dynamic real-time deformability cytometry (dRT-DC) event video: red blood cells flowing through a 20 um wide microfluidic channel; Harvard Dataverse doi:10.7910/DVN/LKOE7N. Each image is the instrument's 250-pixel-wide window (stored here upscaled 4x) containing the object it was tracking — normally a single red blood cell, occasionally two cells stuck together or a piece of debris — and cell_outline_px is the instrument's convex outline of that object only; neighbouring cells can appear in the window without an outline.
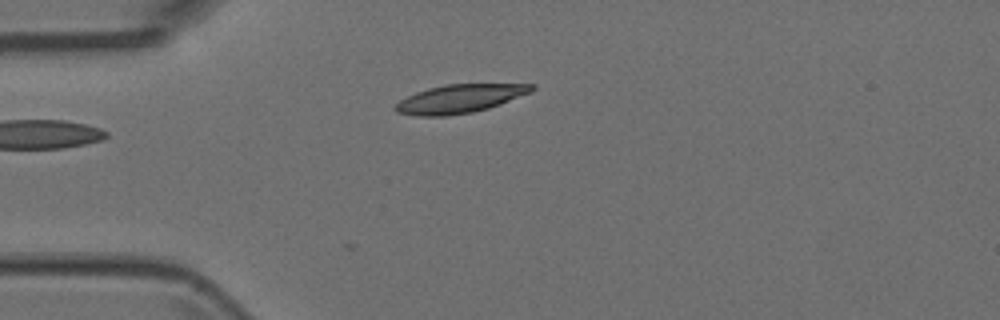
{"species": "Egyptian fruit bat (a non-hibernating species)", "species_latin": "Rousettus aegyptiacus", "temperature_condition": "room temperature", "stored_images_in_passage": 2, "camera_frame_rate_fps": 3000, "um_per_image_px": 0.085, "animal": {"sex": "female"}, "frame": {"image": 1, "passage_image": 1, "time_ms": 0.0, "image_size_px": [1000, 320], "cell_outline_px": [[536, 88], [532, 92], [500, 104], [488, 108], [472, 112], [448, 116], [416, 116], [396, 112], [392, 108], [400, 100], [416, 92], [428, 88], [444, 84], [536, 84]], "centroid_in_image_um": [39.08, 8.39], "position_along_channel_um": 45.9, "area_um2": 22.72}}